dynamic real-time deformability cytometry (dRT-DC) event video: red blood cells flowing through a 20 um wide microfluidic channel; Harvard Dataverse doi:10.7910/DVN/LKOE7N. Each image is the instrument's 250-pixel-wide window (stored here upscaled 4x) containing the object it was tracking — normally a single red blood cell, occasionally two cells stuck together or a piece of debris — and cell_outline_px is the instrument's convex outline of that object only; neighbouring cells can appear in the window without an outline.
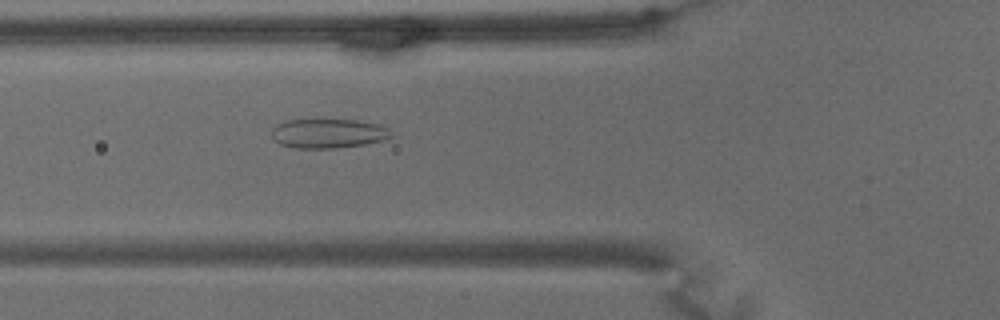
{"species": "common noctule bat (a hibernating species)", "species_latin": "Nyctalus noctula", "temperature_condition": "warm", "stored_images_in_passage": 54, "camera_frame_rate_fps": 3000, "um_per_image_px": 0.085, "animal": {"sex": "male", "body_mass_g": 15.6}, "frame": {"image": 1, "passage_image": 13, "time_ms": 4.0, "image_size_px": [1000, 320], "cell_outline_px": [[392, 136], [384, 140], [364, 144], [336, 148], [296, 148], [280, 144], [272, 140], [272, 128], [276, 124], [288, 120], [360, 120], [380, 124], [388, 128]], "centroid_in_image_um": [27.89, 11.34], "position_along_channel_um": 97.9, "area_um2": 20.52}}
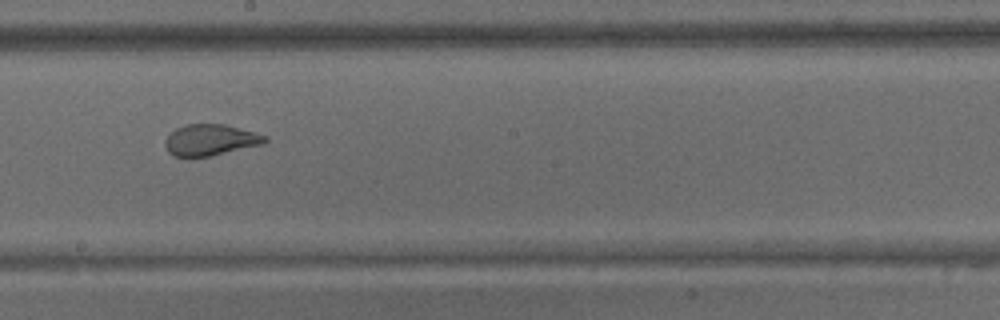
{"frame": {"image": 2, "passage_image": 26, "time_ms": 8.333, "image_size_px": [1000, 320], "cell_outline_px": [[268, 140], [264, 144], [208, 156], [172, 156], [168, 152], [164, 144], [164, 140], [176, 128], [184, 124], [224, 124], [256, 132], [268, 136]], "centroid_in_image_um": [17.9, 11.88], "position_along_channel_um": 230.3, "area_um2": 18.15}}
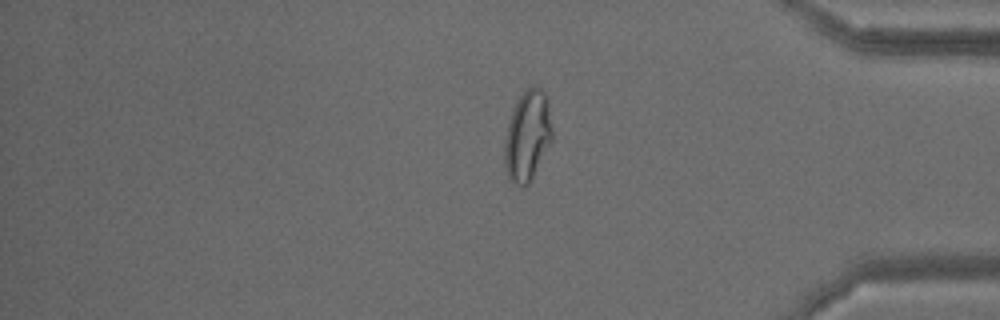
{"frame": {"image": 3, "passage_image": 44, "time_ms": 14.333, "image_size_px": [1000, 320], "cell_outline_px": [[552, 140], [528, 184], [524, 188], [516, 184], [508, 176], [504, 164], [504, 140], [512, 108], [516, 100], [528, 88], [540, 88], [544, 92], [548, 100], [552, 132]], "centroid_in_image_um": [44.82, 11.54], "position_along_channel_um": 390.4, "area_um2": 24.85}}